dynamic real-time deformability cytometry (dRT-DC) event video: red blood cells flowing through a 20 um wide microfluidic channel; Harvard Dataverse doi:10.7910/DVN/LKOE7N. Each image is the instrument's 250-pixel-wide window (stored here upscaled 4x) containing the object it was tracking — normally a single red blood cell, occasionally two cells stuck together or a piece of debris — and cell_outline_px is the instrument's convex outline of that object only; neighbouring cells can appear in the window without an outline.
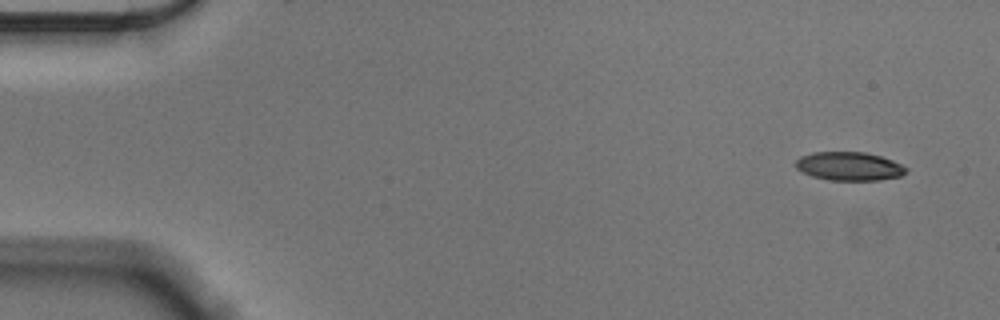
{"species": "Egyptian fruit bat (a non-hibernating species)", "species_latin": "Rousettus aegyptiacus", "temperature_condition": "cold", "stored_images_in_passage": 53, "camera_frame_rate_fps": 3000, "um_per_image_px": 0.085, "animal": {"sex": "male"}, "frame": {"image": 1, "passage_image": 1, "time_ms": 0.0, "image_size_px": [1000, 320], "cell_outline_px": [[908, 168], [900, 176], [880, 180], [828, 180], [812, 176], [796, 168], [796, 160], [800, 156], [812, 152], [864, 152], [880, 156], [892, 160]], "centroid_in_image_um": [72.16, 14.13], "position_along_channel_um": 12.8, "area_um2": 18.26}}
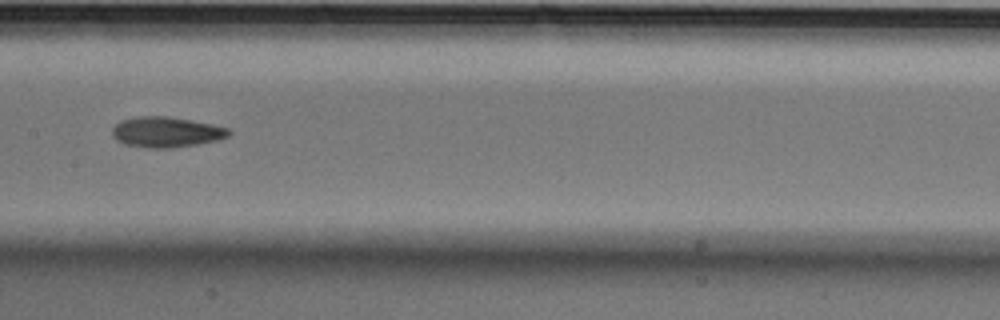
{"frame": {"image": 2, "passage_image": 26, "time_ms": 8.333, "image_size_px": [1000, 320], "cell_outline_px": [[232, 132], [228, 136], [216, 140], [196, 144], [172, 148], [144, 148], [124, 144], [116, 140], [112, 136], [112, 128], [120, 120], [136, 116], [168, 116], [192, 120], [212, 124], [228, 128]], "centroid_in_image_um": [14.09, 11.22], "position_along_channel_um": 193.3, "area_um2": 20.87}}
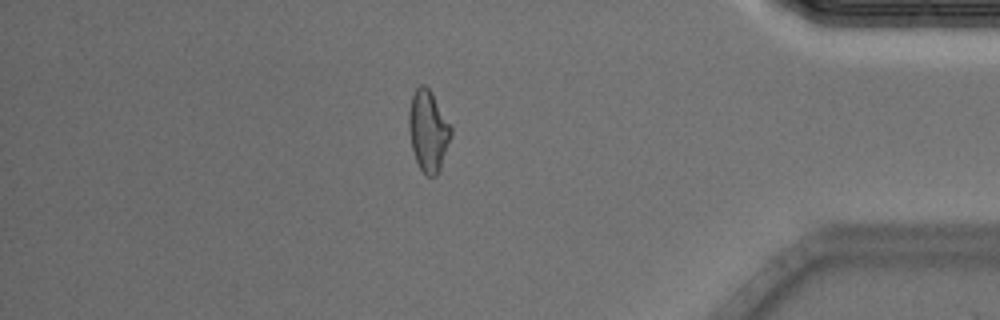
{"frame": {"image": 3, "passage_image": 46, "time_ms": 15.0, "image_size_px": [1000, 320], "cell_outline_px": [[452, 136], [440, 168], [436, 176], [424, 176], [416, 160], [412, 148], [408, 128], [408, 112], [412, 96], [416, 88], [420, 84], [424, 84], [432, 92], [452, 124]], "centroid_in_image_um": [36.41, 11.1], "position_along_channel_um": 398.8, "area_um2": 20.29}}